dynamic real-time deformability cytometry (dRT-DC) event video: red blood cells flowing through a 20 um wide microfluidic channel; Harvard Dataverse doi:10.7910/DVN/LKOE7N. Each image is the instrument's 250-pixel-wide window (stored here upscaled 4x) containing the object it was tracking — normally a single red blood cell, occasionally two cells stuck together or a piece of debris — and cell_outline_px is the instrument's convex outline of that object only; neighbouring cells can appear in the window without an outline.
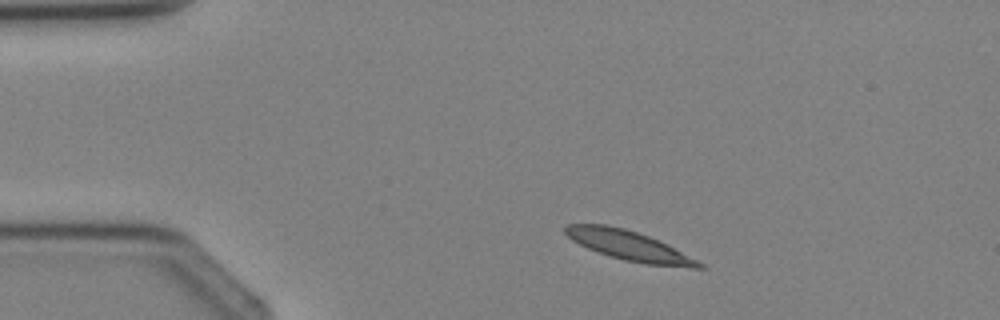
{"species": "Egyptian fruit bat (a non-hibernating species)", "species_latin": "Rousettus aegyptiacus", "temperature_condition": "cold", "stored_images_in_passage": 4, "camera_frame_rate_fps": 3000, "um_per_image_px": 0.085, "animal": {"sex": "female"}, "frame": {"image": 1, "passage_image": 4, "time_ms": 3.667, "image_size_px": [1000, 320], "cell_outline_px": [[708, 268], [692, 268], [644, 264], [624, 260], [588, 248], [572, 240], [564, 232], [564, 228], [568, 224], [608, 224], [624, 228], [648, 236], [668, 244], [704, 264]], "centroid_in_image_um": [53.5, 20.88], "position_along_channel_um": 31.5, "area_um2": 22.95}}